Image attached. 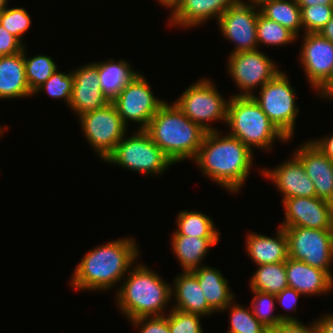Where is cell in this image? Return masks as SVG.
<instances>
[{
  "label": "cell",
  "mask_w": 333,
  "mask_h": 333,
  "mask_svg": "<svg viewBox=\"0 0 333 333\" xmlns=\"http://www.w3.org/2000/svg\"><path fill=\"white\" fill-rule=\"evenodd\" d=\"M249 281L251 290L269 294H278L289 287L285 262L258 265Z\"/></svg>",
  "instance_id": "29"
},
{
  "label": "cell",
  "mask_w": 333,
  "mask_h": 333,
  "mask_svg": "<svg viewBox=\"0 0 333 333\" xmlns=\"http://www.w3.org/2000/svg\"><path fill=\"white\" fill-rule=\"evenodd\" d=\"M139 248L133 237L112 240L88 251L74 269L71 287L83 291H107L136 264Z\"/></svg>",
  "instance_id": "2"
},
{
  "label": "cell",
  "mask_w": 333,
  "mask_h": 333,
  "mask_svg": "<svg viewBox=\"0 0 333 333\" xmlns=\"http://www.w3.org/2000/svg\"><path fill=\"white\" fill-rule=\"evenodd\" d=\"M31 23V17L25 8L6 7L1 11L0 25L17 37L22 43L24 42L22 40L24 34L29 30Z\"/></svg>",
  "instance_id": "35"
},
{
  "label": "cell",
  "mask_w": 333,
  "mask_h": 333,
  "mask_svg": "<svg viewBox=\"0 0 333 333\" xmlns=\"http://www.w3.org/2000/svg\"><path fill=\"white\" fill-rule=\"evenodd\" d=\"M259 8L256 4L240 1L231 6L219 17L217 23L220 33L236 46L231 53L258 49L257 21Z\"/></svg>",
  "instance_id": "13"
},
{
  "label": "cell",
  "mask_w": 333,
  "mask_h": 333,
  "mask_svg": "<svg viewBox=\"0 0 333 333\" xmlns=\"http://www.w3.org/2000/svg\"><path fill=\"white\" fill-rule=\"evenodd\" d=\"M144 130L173 164L194 160L207 132L166 100Z\"/></svg>",
  "instance_id": "3"
},
{
  "label": "cell",
  "mask_w": 333,
  "mask_h": 333,
  "mask_svg": "<svg viewBox=\"0 0 333 333\" xmlns=\"http://www.w3.org/2000/svg\"><path fill=\"white\" fill-rule=\"evenodd\" d=\"M298 60L314 90L328 78L333 69V43L319 33H303Z\"/></svg>",
  "instance_id": "15"
},
{
  "label": "cell",
  "mask_w": 333,
  "mask_h": 333,
  "mask_svg": "<svg viewBox=\"0 0 333 333\" xmlns=\"http://www.w3.org/2000/svg\"><path fill=\"white\" fill-rule=\"evenodd\" d=\"M227 62V72L241 90L234 96H252L257 86L261 88L281 71L260 49L230 53Z\"/></svg>",
  "instance_id": "11"
},
{
  "label": "cell",
  "mask_w": 333,
  "mask_h": 333,
  "mask_svg": "<svg viewBox=\"0 0 333 333\" xmlns=\"http://www.w3.org/2000/svg\"><path fill=\"white\" fill-rule=\"evenodd\" d=\"M174 103L185 116L207 132L218 131L211 126L212 121L226 123L229 99L226 101L211 79L197 80Z\"/></svg>",
  "instance_id": "8"
},
{
  "label": "cell",
  "mask_w": 333,
  "mask_h": 333,
  "mask_svg": "<svg viewBox=\"0 0 333 333\" xmlns=\"http://www.w3.org/2000/svg\"><path fill=\"white\" fill-rule=\"evenodd\" d=\"M274 237L250 232L245 237L246 251L256 266L268 263L286 262L288 239L284 228L278 227Z\"/></svg>",
  "instance_id": "22"
},
{
  "label": "cell",
  "mask_w": 333,
  "mask_h": 333,
  "mask_svg": "<svg viewBox=\"0 0 333 333\" xmlns=\"http://www.w3.org/2000/svg\"><path fill=\"white\" fill-rule=\"evenodd\" d=\"M241 0H182L178 6L170 12V26L197 27L205 24L209 19H219L225 10L238 4Z\"/></svg>",
  "instance_id": "19"
},
{
  "label": "cell",
  "mask_w": 333,
  "mask_h": 333,
  "mask_svg": "<svg viewBox=\"0 0 333 333\" xmlns=\"http://www.w3.org/2000/svg\"><path fill=\"white\" fill-rule=\"evenodd\" d=\"M199 282L208 305L217 313L234 301L235 294L229 288L227 279L221 271L204 264L191 271Z\"/></svg>",
  "instance_id": "24"
},
{
  "label": "cell",
  "mask_w": 333,
  "mask_h": 333,
  "mask_svg": "<svg viewBox=\"0 0 333 333\" xmlns=\"http://www.w3.org/2000/svg\"><path fill=\"white\" fill-rule=\"evenodd\" d=\"M130 322L133 326H135V328H139V333H170L168 314L162 316L135 318L130 320Z\"/></svg>",
  "instance_id": "38"
},
{
  "label": "cell",
  "mask_w": 333,
  "mask_h": 333,
  "mask_svg": "<svg viewBox=\"0 0 333 333\" xmlns=\"http://www.w3.org/2000/svg\"><path fill=\"white\" fill-rule=\"evenodd\" d=\"M78 120L85 139L102 161L129 131L112 102L80 115Z\"/></svg>",
  "instance_id": "10"
},
{
  "label": "cell",
  "mask_w": 333,
  "mask_h": 333,
  "mask_svg": "<svg viewBox=\"0 0 333 333\" xmlns=\"http://www.w3.org/2000/svg\"><path fill=\"white\" fill-rule=\"evenodd\" d=\"M284 222L280 227L333 229V204L318 197L284 199Z\"/></svg>",
  "instance_id": "14"
},
{
  "label": "cell",
  "mask_w": 333,
  "mask_h": 333,
  "mask_svg": "<svg viewBox=\"0 0 333 333\" xmlns=\"http://www.w3.org/2000/svg\"><path fill=\"white\" fill-rule=\"evenodd\" d=\"M24 46V43L0 25V56L19 53Z\"/></svg>",
  "instance_id": "39"
},
{
  "label": "cell",
  "mask_w": 333,
  "mask_h": 333,
  "mask_svg": "<svg viewBox=\"0 0 333 333\" xmlns=\"http://www.w3.org/2000/svg\"><path fill=\"white\" fill-rule=\"evenodd\" d=\"M26 47L23 48V56L25 61V73L26 79L30 91H34L39 88L57 69L58 65L54 60L47 55H36L33 57H27Z\"/></svg>",
  "instance_id": "32"
},
{
  "label": "cell",
  "mask_w": 333,
  "mask_h": 333,
  "mask_svg": "<svg viewBox=\"0 0 333 333\" xmlns=\"http://www.w3.org/2000/svg\"><path fill=\"white\" fill-rule=\"evenodd\" d=\"M318 92V96L320 98H329V100L333 101V69L329 78L316 90Z\"/></svg>",
  "instance_id": "44"
},
{
  "label": "cell",
  "mask_w": 333,
  "mask_h": 333,
  "mask_svg": "<svg viewBox=\"0 0 333 333\" xmlns=\"http://www.w3.org/2000/svg\"><path fill=\"white\" fill-rule=\"evenodd\" d=\"M258 8L263 16L286 27L297 37L300 35L299 29H303L301 8L296 0H267L261 2Z\"/></svg>",
  "instance_id": "27"
},
{
  "label": "cell",
  "mask_w": 333,
  "mask_h": 333,
  "mask_svg": "<svg viewBox=\"0 0 333 333\" xmlns=\"http://www.w3.org/2000/svg\"><path fill=\"white\" fill-rule=\"evenodd\" d=\"M319 333H333V313L315 319Z\"/></svg>",
  "instance_id": "43"
},
{
  "label": "cell",
  "mask_w": 333,
  "mask_h": 333,
  "mask_svg": "<svg viewBox=\"0 0 333 333\" xmlns=\"http://www.w3.org/2000/svg\"><path fill=\"white\" fill-rule=\"evenodd\" d=\"M241 1L245 2V3L250 2L251 4H256L258 6L261 2H264V1H267V0H248V1L241 0Z\"/></svg>",
  "instance_id": "48"
},
{
  "label": "cell",
  "mask_w": 333,
  "mask_h": 333,
  "mask_svg": "<svg viewBox=\"0 0 333 333\" xmlns=\"http://www.w3.org/2000/svg\"><path fill=\"white\" fill-rule=\"evenodd\" d=\"M9 0H0V11L7 7Z\"/></svg>",
  "instance_id": "49"
},
{
  "label": "cell",
  "mask_w": 333,
  "mask_h": 333,
  "mask_svg": "<svg viewBox=\"0 0 333 333\" xmlns=\"http://www.w3.org/2000/svg\"><path fill=\"white\" fill-rule=\"evenodd\" d=\"M72 74L73 90L69 107L78 117L110 103L100 89L97 66L94 62L72 70Z\"/></svg>",
  "instance_id": "16"
},
{
  "label": "cell",
  "mask_w": 333,
  "mask_h": 333,
  "mask_svg": "<svg viewBox=\"0 0 333 333\" xmlns=\"http://www.w3.org/2000/svg\"><path fill=\"white\" fill-rule=\"evenodd\" d=\"M182 0H157L161 5L173 11Z\"/></svg>",
  "instance_id": "47"
},
{
  "label": "cell",
  "mask_w": 333,
  "mask_h": 333,
  "mask_svg": "<svg viewBox=\"0 0 333 333\" xmlns=\"http://www.w3.org/2000/svg\"><path fill=\"white\" fill-rule=\"evenodd\" d=\"M168 323L170 333H204L201 326V315L184 312L169 307Z\"/></svg>",
  "instance_id": "37"
},
{
  "label": "cell",
  "mask_w": 333,
  "mask_h": 333,
  "mask_svg": "<svg viewBox=\"0 0 333 333\" xmlns=\"http://www.w3.org/2000/svg\"><path fill=\"white\" fill-rule=\"evenodd\" d=\"M33 97L25 73L23 50L0 56V99Z\"/></svg>",
  "instance_id": "23"
},
{
  "label": "cell",
  "mask_w": 333,
  "mask_h": 333,
  "mask_svg": "<svg viewBox=\"0 0 333 333\" xmlns=\"http://www.w3.org/2000/svg\"><path fill=\"white\" fill-rule=\"evenodd\" d=\"M282 228L288 239V257L325 270L333 278V229Z\"/></svg>",
  "instance_id": "9"
},
{
  "label": "cell",
  "mask_w": 333,
  "mask_h": 333,
  "mask_svg": "<svg viewBox=\"0 0 333 333\" xmlns=\"http://www.w3.org/2000/svg\"><path fill=\"white\" fill-rule=\"evenodd\" d=\"M276 302L281 304L286 310H292L296 312V304L300 297L303 295L297 292L295 289L287 287L281 292L275 295Z\"/></svg>",
  "instance_id": "41"
},
{
  "label": "cell",
  "mask_w": 333,
  "mask_h": 333,
  "mask_svg": "<svg viewBox=\"0 0 333 333\" xmlns=\"http://www.w3.org/2000/svg\"><path fill=\"white\" fill-rule=\"evenodd\" d=\"M133 133L124 136L104 162L148 176L161 175L173 165L144 129Z\"/></svg>",
  "instance_id": "6"
},
{
  "label": "cell",
  "mask_w": 333,
  "mask_h": 333,
  "mask_svg": "<svg viewBox=\"0 0 333 333\" xmlns=\"http://www.w3.org/2000/svg\"><path fill=\"white\" fill-rule=\"evenodd\" d=\"M320 151L333 162V134L322 137L321 139L310 140Z\"/></svg>",
  "instance_id": "42"
},
{
  "label": "cell",
  "mask_w": 333,
  "mask_h": 333,
  "mask_svg": "<svg viewBox=\"0 0 333 333\" xmlns=\"http://www.w3.org/2000/svg\"><path fill=\"white\" fill-rule=\"evenodd\" d=\"M293 153L313 181L316 197L333 204V162L310 140Z\"/></svg>",
  "instance_id": "18"
},
{
  "label": "cell",
  "mask_w": 333,
  "mask_h": 333,
  "mask_svg": "<svg viewBox=\"0 0 333 333\" xmlns=\"http://www.w3.org/2000/svg\"><path fill=\"white\" fill-rule=\"evenodd\" d=\"M171 249L178 259L182 271H193L203 266L202 260L209 248L219 243L220 238H200L195 236L171 235Z\"/></svg>",
  "instance_id": "25"
},
{
  "label": "cell",
  "mask_w": 333,
  "mask_h": 333,
  "mask_svg": "<svg viewBox=\"0 0 333 333\" xmlns=\"http://www.w3.org/2000/svg\"><path fill=\"white\" fill-rule=\"evenodd\" d=\"M73 90V74L58 72V69L39 87L33 95L45 92L53 99H64L69 106Z\"/></svg>",
  "instance_id": "34"
},
{
  "label": "cell",
  "mask_w": 333,
  "mask_h": 333,
  "mask_svg": "<svg viewBox=\"0 0 333 333\" xmlns=\"http://www.w3.org/2000/svg\"><path fill=\"white\" fill-rule=\"evenodd\" d=\"M258 89L260 95L253 93V99L288 140L294 138L296 117L300 108L296 106L295 89L291 87L286 72L280 71Z\"/></svg>",
  "instance_id": "7"
},
{
  "label": "cell",
  "mask_w": 333,
  "mask_h": 333,
  "mask_svg": "<svg viewBox=\"0 0 333 333\" xmlns=\"http://www.w3.org/2000/svg\"><path fill=\"white\" fill-rule=\"evenodd\" d=\"M267 333H319L316 322L309 326L299 322H282L267 329Z\"/></svg>",
  "instance_id": "40"
},
{
  "label": "cell",
  "mask_w": 333,
  "mask_h": 333,
  "mask_svg": "<svg viewBox=\"0 0 333 333\" xmlns=\"http://www.w3.org/2000/svg\"><path fill=\"white\" fill-rule=\"evenodd\" d=\"M319 34L333 43V15L331 20L320 30Z\"/></svg>",
  "instance_id": "46"
},
{
  "label": "cell",
  "mask_w": 333,
  "mask_h": 333,
  "mask_svg": "<svg viewBox=\"0 0 333 333\" xmlns=\"http://www.w3.org/2000/svg\"><path fill=\"white\" fill-rule=\"evenodd\" d=\"M115 299L122 314L135 318L162 316L171 302V284L142 263L134 264L123 278Z\"/></svg>",
  "instance_id": "4"
},
{
  "label": "cell",
  "mask_w": 333,
  "mask_h": 333,
  "mask_svg": "<svg viewBox=\"0 0 333 333\" xmlns=\"http://www.w3.org/2000/svg\"><path fill=\"white\" fill-rule=\"evenodd\" d=\"M300 8L304 33H319L333 15V5L316 4Z\"/></svg>",
  "instance_id": "36"
},
{
  "label": "cell",
  "mask_w": 333,
  "mask_h": 333,
  "mask_svg": "<svg viewBox=\"0 0 333 333\" xmlns=\"http://www.w3.org/2000/svg\"><path fill=\"white\" fill-rule=\"evenodd\" d=\"M177 229L172 235L219 238L222 234L207 214L199 211H180L176 217Z\"/></svg>",
  "instance_id": "28"
},
{
  "label": "cell",
  "mask_w": 333,
  "mask_h": 333,
  "mask_svg": "<svg viewBox=\"0 0 333 333\" xmlns=\"http://www.w3.org/2000/svg\"><path fill=\"white\" fill-rule=\"evenodd\" d=\"M97 66L102 93L112 102L122 89L139 73L125 60L110 59L94 62Z\"/></svg>",
  "instance_id": "26"
},
{
  "label": "cell",
  "mask_w": 333,
  "mask_h": 333,
  "mask_svg": "<svg viewBox=\"0 0 333 333\" xmlns=\"http://www.w3.org/2000/svg\"><path fill=\"white\" fill-rule=\"evenodd\" d=\"M299 7H309L313 5H333V0H296Z\"/></svg>",
  "instance_id": "45"
},
{
  "label": "cell",
  "mask_w": 333,
  "mask_h": 333,
  "mask_svg": "<svg viewBox=\"0 0 333 333\" xmlns=\"http://www.w3.org/2000/svg\"><path fill=\"white\" fill-rule=\"evenodd\" d=\"M261 173L275 184L283 196L282 201L291 197H316L313 181L307 176L304 166L293 154L289 160L275 168H262Z\"/></svg>",
  "instance_id": "17"
},
{
  "label": "cell",
  "mask_w": 333,
  "mask_h": 333,
  "mask_svg": "<svg viewBox=\"0 0 333 333\" xmlns=\"http://www.w3.org/2000/svg\"><path fill=\"white\" fill-rule=\"evenodd\" d=\"M226 126L229 135L253 148L272 149L275 140H289L276 128L252 96L229 97Z\"/></svg>",
  "instance_id": "5"
},
{
  "label": "cell",
  "mask_w": 333,
  "mask_h": 333,
  "mask_svg": "<svg viewBox=\"0 0 333 333\" xmlns=\"http://www.w3.org/2000/svg\"><path fill=\"white\" fill-rule=\"evenodd\" d=\"M290 288L305 296H318L333 290V278L325 271L290 257L285 262Z\"/></svg>",
  "instance_id": "20"
},
{
  "label": "cell",
  "mask_w": 333,
  "mask_h": 333,
  "mask_svg": "<svg viewBox=\"0 0 333 333\" xmlns=\"http://www.w3.org/2000/svg\"><path fill=\"white\" fill-rule=\"evenodd\" d=\"M256 34L258 47L261 44L272 47L285 46L287 44H292L299 39L292 31L275 21L268 19L260 12L258 13Z\"/></svg>",
  "instance_id": "31"
},
{
  "label": "cell",
  "mask_w": 333,
  "mask_h": 333,
  "mask_svg": "<svg viewBox=\"0 0 333 333\" xmlns=\"http://www.w3.org/2000/svg\"><path fill=\"white\" fill-rule=\"evenodd\" d=\"M251 292L253 293L251 303L253 314L265 327L270 328L282 322H299L298 318L291 316V314L273 315L276 306V296L274 294L257 290H251Z\"/></svg>",
  "instance_id": "30"
},
{
  "label": "cell",
  "mask_w": 333,
  "mask_h": 333,
  "mask_svg": "<svg viewBox=\"0 0 333 333\" xmlns=\"http://www.w3.org/2000/svg\"><path fill=\"white\" fill-rule=\"evenodd\" d=\"M147 79L138 73L112 101L123 123H138L145 129L152 117L165 102L156 98Z\"/></svg>",
  "instance_id": "12"
},
{
  "label": "cell",
  "mask_w": 333,
  "mask_h": 333,
  "mask_svg": "<svg viewBox=\"0 0 333 333\" xmlns=\"http://www.w3.org/2000/svg\"><path fill=\"white\" fill-rule=\"evenodd\" d=\"M252 153L238 138L222 135L220 130L210 131L193 161L206 178L234 194L240 192L251 172Z\"/></svg>",
  "instance_id": "1"
},
{
  "label": "cell",
  "mask_w": 333,
  "mask_h": 333,
  "mask_svg": "<svg viewBox=\"0 0 333 333\" xmlns=\"http://www.w3.org/2000/svg\"><path fill=\"white\" fill-rule=\"evenodd\" d=\"M171 285L172 298L176 300L171 306L188 313L210 316L215 311L208 305L197 277L191 271H182L174 278ZM174 296V297H173Z\"/></svg>",
  "instance_id": "21"
},
{
  "label": "cell",
  "mask_w": 333,
  "mask_h": 333,
  "mask_svg": "<svg viewBox=\"0 0 333 333\" xmlns=\"http://www.w3.org/2000/svg\"><path fill=\"white\" fill-rule=\"evenodd\" d=\"M4 128H5V129H4ZM6 129H8V127L6 128V127H3V126L0 125V138H1L2 135H3V131L6 130Z\"/></svg>",
  "instance_id": "50"
},
{
  "label": "cell",
  "mask_w": 333,
  "mask_h": 333,
  "mask_svg": "<svg viewBox=\"0 0 333 333\" xmlns=\"http://www.w3.org/2000/svg\"><path fill=\"white\" fill-rule=\"evenodd\" d=\"M230 311V325L227 333H267L265 327L253 314L251 307H243L233 301L221 312Z\"/></svg>",
  "instance_id": "33"
}]
</instances>
